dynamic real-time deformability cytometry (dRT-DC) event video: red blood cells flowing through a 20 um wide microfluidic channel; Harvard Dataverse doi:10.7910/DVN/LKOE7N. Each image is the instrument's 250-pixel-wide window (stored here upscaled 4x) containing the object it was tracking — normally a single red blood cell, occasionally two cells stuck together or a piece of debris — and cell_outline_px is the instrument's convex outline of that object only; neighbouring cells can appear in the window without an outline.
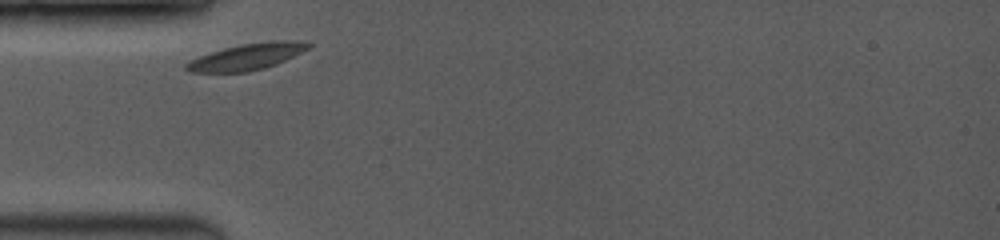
{"species": "common noctule bat (a hibernating species)", "species_latin": "Nyctalus noctula", "temperature_condition": "room temperature", "stored_images_in_passage": 4, "camera_frame_rate_fps": 3500, "um_per_image_px": 0.085, "animal": {"sex": "female", "body_mass_g": 19.0, "forearm_length_mm": 53.3}, "frame": {"image": 1, "passage_image": 1, "time_ms": 0.0, "image_size_px": [1000, 240], "cell_outline_px": [[312, 44], [308, 48], [276, 64], [264, 68], [248, 72], [188, 72], [184, 68], [184, 64], [200, 56], [224, 48], [240, 44], [276, 40], [284, 40]], "centroid_in_image_um": [20.92, 4.83], "position_along_channel_um": 64.1, "area_um2": 18.32}}
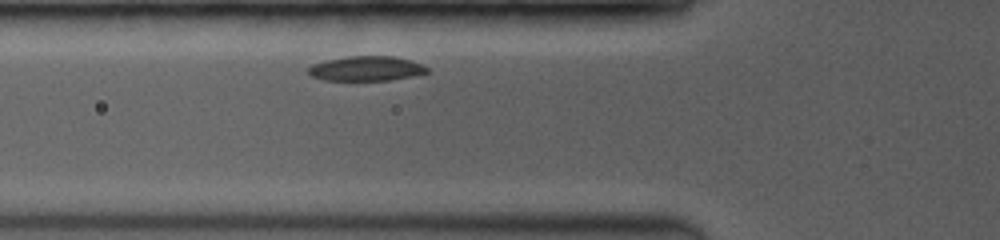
{"frame": {"image": 2, "passage_image": 2, "time_ms": 0.857, "image_size_px": [1000, 240], "cell_outline_px": [[432, 72], [412, 76], [388, 80], [324, 80], [312, 76], [308, 72], [308, 68], [312, 64], [328, 60], [348, 56], [392, 56], [408, 60], [420, 64], [428, 68]], "centroid_in_image_um": [31.14, 5.83], "position_along_channel_um": 94.7, "area_um2": 16.94}}
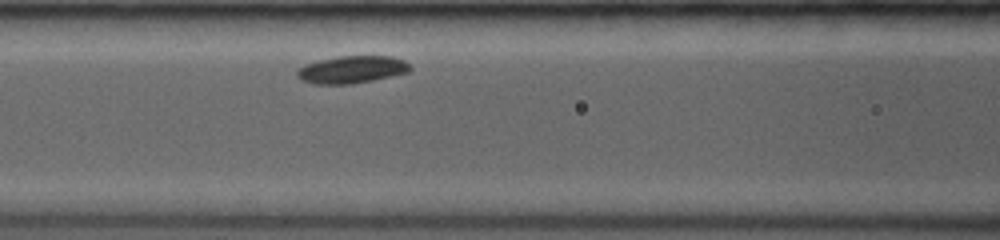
{"frame": {"image": 3, "passage_image": 4, "time_ms": 2.0, "image_size_px": [1000, 240], "cell_outline_px": [[412, 68], [408, 72], [372, 80], [352, 84], [312, 84], [300, 80], [296, 76], [296, 72], [304, 64], [336, 56], [392, 56], [404, 60]], "centroid_in_image_um": [29.87, 5.91], "position_along_channel_um": 136.7, "area_um2": 18.09}}